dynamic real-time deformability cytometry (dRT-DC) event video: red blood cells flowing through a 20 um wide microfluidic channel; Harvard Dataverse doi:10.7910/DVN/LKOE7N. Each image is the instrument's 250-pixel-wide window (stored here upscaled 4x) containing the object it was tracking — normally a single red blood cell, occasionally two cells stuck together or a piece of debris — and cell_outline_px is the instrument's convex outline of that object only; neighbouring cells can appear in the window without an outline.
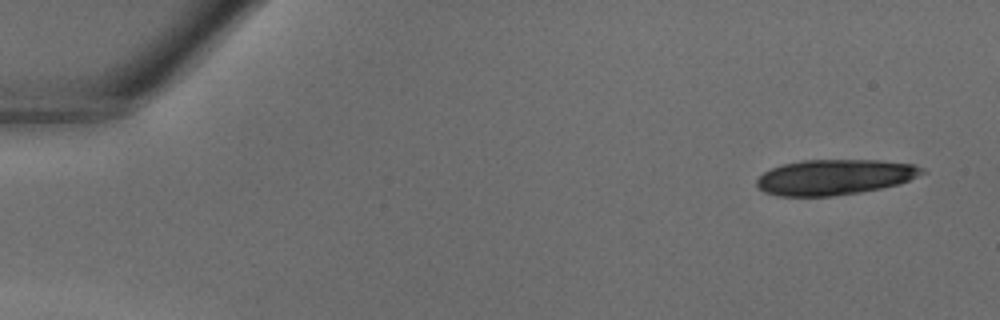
{"species": "common noctule bat (a hibernating species)", "species_latin": "Nyctalus noctula", "temperature_condition": "warm", "stored_images_in_passage": 39, "camera_frame_rate_fps": 3000, "um_per_image_px": 0.085, "animal": {"sex": "male", "body_mass_g": 18.8}, "frame": {"image": 1, "passage_image": 1, "time_ms": 0.0, "image_size_px": [1000, 320], "cell_outline_px": [[928, 172], [900, 184], [860, 192], [832, 196], [776, 196], [764, 192], [756, 188], [756, 180], [764, 172], [772, 168], [784, 164], [804, 160], [876, 160], [916, 164], [924, 168]], "centroid_in_image_um": [70.96, 15.06], "position_along_channel_um": 14.0, "area_um2": 34.33}}
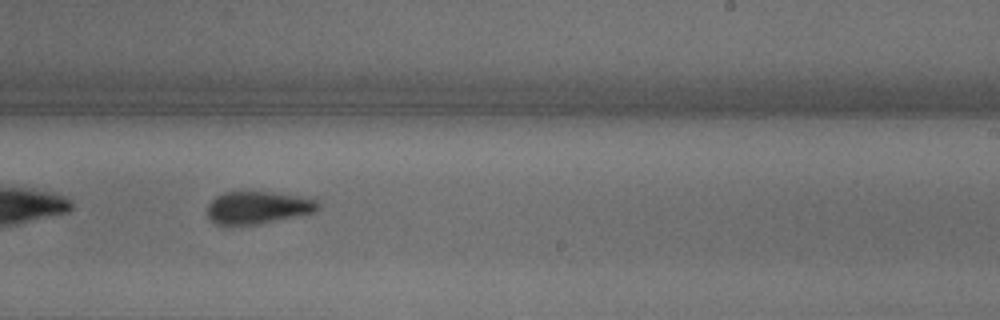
{"frame": {"image": 2, "passage_image": 24, "time_ms": 7.667, "image_size_px": [1000, 320], "cell_outline_px": [[320, 208], [316, 212], [256, 224], [228, 228], [224, 228], [216, 224], [208, 216], [208, 204], [216, 196], [224, 192], [268, 192], [300, 196], [316, 200], [320, 204]], "centroid_in_image_um": [21.87, 17.68], "position_along_channel_um": 267.1, "area_um2": 21.27}}
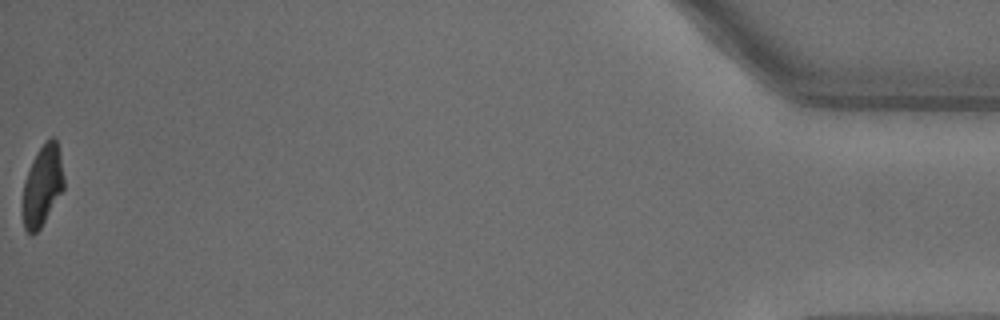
{"frame": {"image": 3, "passage_image": 39, "time_ms": 12.667, "image_size_px": [1000, 320], "cell_outline_px": [[64, 188], [40, 228], [36, 232], [28, 232], [24, 228], [20, 212], [24, 180], [36, 152], [44, 140], [52, 136], [56, 136], [60, 152], [64, 180]], "centroid_in_image_um": [3.57, 15.74], "position_along_channel_um": 431.6, "area_um2": 19.77}}